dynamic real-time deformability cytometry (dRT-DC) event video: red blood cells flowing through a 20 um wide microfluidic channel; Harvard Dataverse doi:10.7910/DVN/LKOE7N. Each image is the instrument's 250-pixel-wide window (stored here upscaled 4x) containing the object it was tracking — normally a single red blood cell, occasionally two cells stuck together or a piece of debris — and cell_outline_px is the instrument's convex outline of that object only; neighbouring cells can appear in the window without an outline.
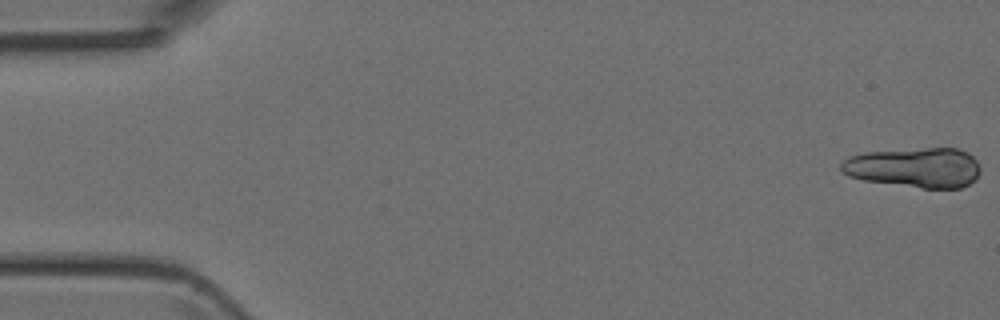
{"species": "Egyptian fruit bat (a non-hibernating species)", "species_latin": "Rousettus aegyptiacus", "temperature_condition": "room temperature", "stored_images_in_passage": 21, "camera_frame_rate_fps": 3000, "um_per_image_px": 0.085, "animal": {"sex": "female"}, "frame": {"image": 1, "passage_image": 1, "time_ms": 0.0, "image_size_px": [1000, 320], "cell_outline_px": [[980, 172], [968, 184], [960, 188], [924, 188], [864, 180], [848, 176], [840, 172], [840, 164], [848, 156], [864, 152], [928, 148], [956, 148], [968, 152], [976, 160], [980, 168]], "centroid_in_image_um": [77.71, 14.23], "position_along_channel_um": 7.3, "area_um2": 32.37}}